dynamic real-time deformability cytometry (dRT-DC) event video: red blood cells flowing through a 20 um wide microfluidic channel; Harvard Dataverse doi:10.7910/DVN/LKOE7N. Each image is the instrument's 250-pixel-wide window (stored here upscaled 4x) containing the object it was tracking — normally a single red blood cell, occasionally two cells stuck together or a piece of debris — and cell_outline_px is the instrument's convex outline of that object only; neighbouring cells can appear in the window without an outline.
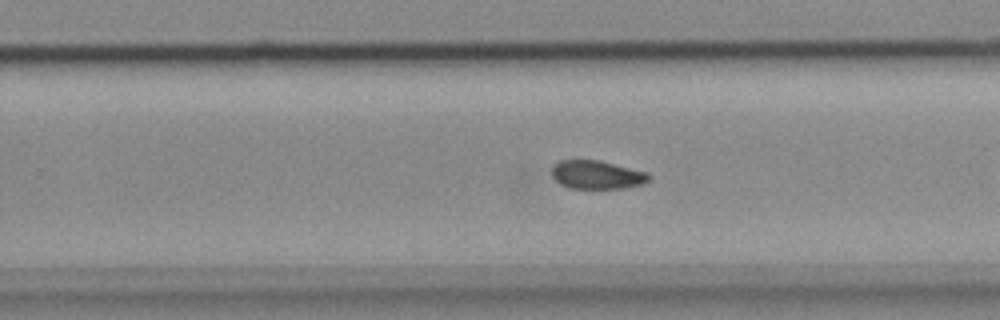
{"species": "common noctule bat (a hibernating species)", "species_latin": "Nyctalus noctula", "temperature_condition": "cold", "stored_images_in_passage": 29, "camera_frame_rate_fps": 3000, "um_per_image_px": 0.085, "animal": {"sex": "female", "body_mass_g": 18.4}, "frame": {"image": 1, "passage_image": 21, "time_ms": 6.667, "image_size_px": [1000, 320], "cell_outline_px": [[652, 176], [648, 180], [640, 184], [624, 188], [568, 188], [560, 184], [552, 176], [552, 164], [560, 160], [596, 160], [648, 172]], "centroid_in_image_um": [50.7, 14.85], "position_along_channel_um": 279.1, "area_um2": 16.01}}
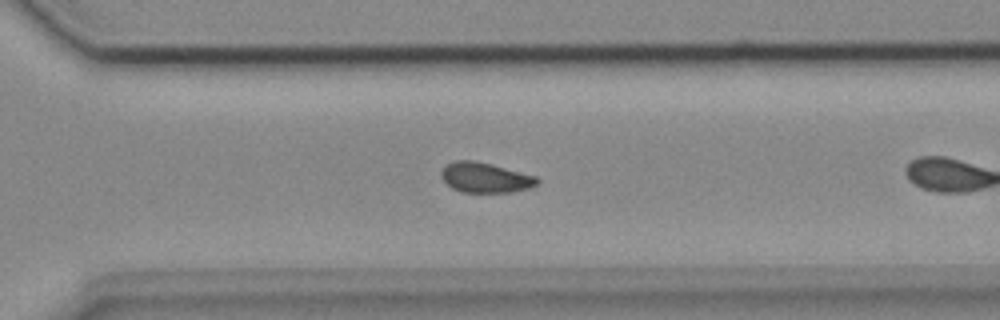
{"frame": {"image": 2, "passage_image": 25, "time_ms": 8.0, "image_size_px": [1000, 320], "cell_outline_px": [[540, 180], [536, 184], [528, 188], [512, 192], [460, 192], [452, 188], [440, 176], [440, 172], [448, 164], [456, 160], [472, 160], [492, 164], [536, 176]], "centroid_in_image_um": [41.24, 15.09], "position_along_channel_um": 329.4, "area_um2": 16.7}}